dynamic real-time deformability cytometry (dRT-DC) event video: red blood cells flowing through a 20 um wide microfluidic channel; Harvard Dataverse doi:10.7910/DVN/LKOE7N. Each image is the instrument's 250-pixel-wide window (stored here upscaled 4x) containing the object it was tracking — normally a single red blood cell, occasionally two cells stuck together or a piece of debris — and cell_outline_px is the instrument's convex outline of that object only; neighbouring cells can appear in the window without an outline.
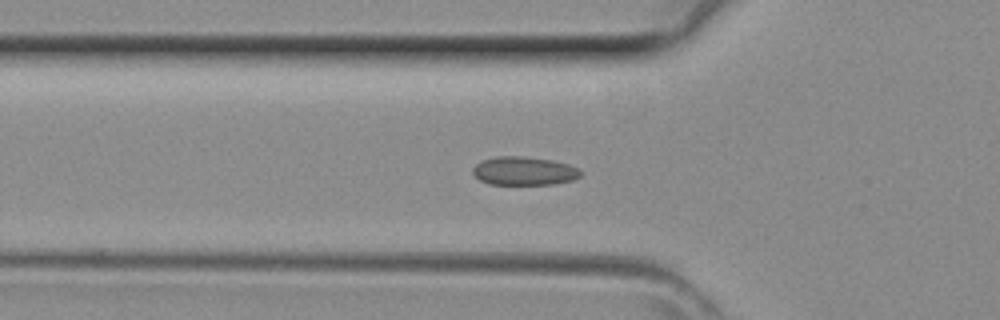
{"species": "common noctule bat (a hibernating species)", "species_latin": "Nyctalus noctula", "temperature_condition": "room temperature", "stored_images_in_passage": 43, "camera_frame_rate_fps": 3000, "um_per_image_px": 0.085, "animal": {"sex": "female", "body_mass_g": 29.2, "forearm_length_mm": 56.3}, "frame": {"image": 1, "passage_image": 14, "time_ms": 4.333, "image_size_px": [1000, 320], "cell_outline_px": [[580, 176], [572, 180], [556, 184], [488, 184], [480, 180], [472, 172], [472, 168], [480, 160], [496, 156], [524, 156], [552, 160], [568, 164], [580, 168]], "centroid_in_image_um": [44.53, 14.52], "position_along_channel_um": 81.3, "area_um2": 18.03}}
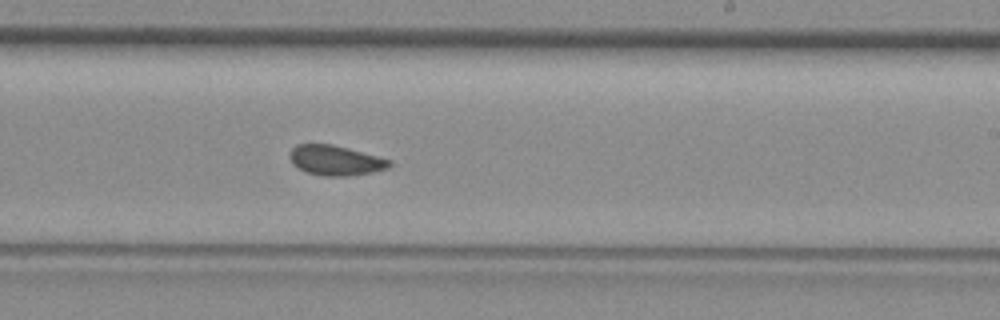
{"frame": {"image": 2, "passage_image": 25, "time_ms": 8.0, "image_size_px": [1000, 320], "cell_outline_px": [[392, 164], [388, 168], [372, 172], [348, 176], [324, 176], [308, 172], [292, 164], [288, 156], [292, 148], [296, 144], [332, 144], [392, 160]], "centroid_in_image_um": [28.51, 13.63], "position_along_channel_um": 260.5, "area_um2": 17.34}}
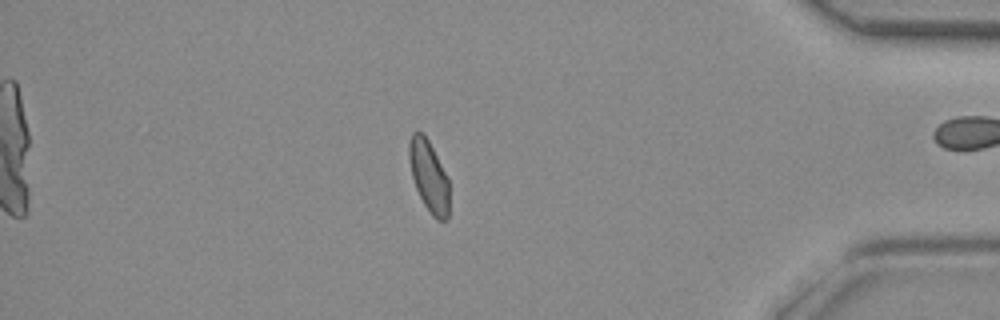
{"frame": {"image": 3, "passage_image": 36, "time_ms": 11.667, "image_size_px": [1000, 320], "cell_outline_px": [[448, 216], [444, 220], [436, 220], [432, 216], [424, 204], [416, 188], [412, 176], [408, 156], [408, 144], [412, 132], [416, 128], [428, 140], [448, 176]], "centroid_in_image_um": [36.44, 14.94], "position_along_channel_um": 398.8, "area_um2": 16.65}}